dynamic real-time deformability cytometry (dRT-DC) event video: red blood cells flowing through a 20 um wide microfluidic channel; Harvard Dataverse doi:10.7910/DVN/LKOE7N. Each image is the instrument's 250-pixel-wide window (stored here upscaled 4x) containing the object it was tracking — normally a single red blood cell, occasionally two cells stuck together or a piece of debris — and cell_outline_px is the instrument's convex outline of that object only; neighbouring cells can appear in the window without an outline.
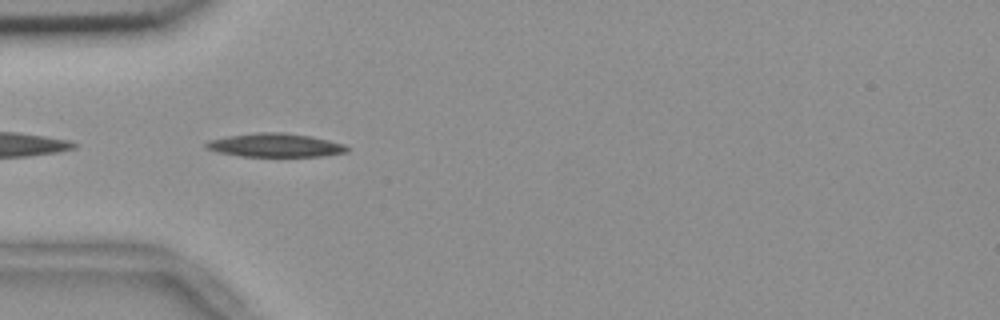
{"species": "common noctule bat (a hibernating species)", "species_latin": "Nyctalus noctula", "temperature_condition": "room temperature", "stored_images_in_passage": 41, "camera_frame_rate_fps": 3000, "um_per_image_px": 0.085, "animal": {"sex": "female", "body_mass_g": 18.4}, "frame": {"image": 1, "passage_image": 3, "time_ms": 0.667, "image_size_px": [1000, 320], "cell_outline_px": [[348, 152], [324, 156], [240, 156], [220, 152], [204, 148], [204, 144], [208, 140], [228, 136], [256, 132], [284, 132], [312, 136], [344, 144], [348, 148]], "centroid_in_image_um": [23.39, 12.33], "position_along_channel_um": 61.6, "area_um2": 19.42}}
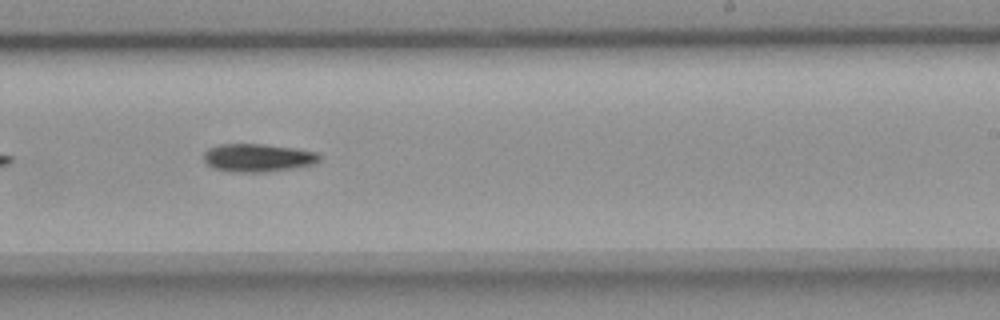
{"frame": {"image": 2, "passage_image": 20, "time_ms": 6.333, "image_size_px": [1000, 320], "cell_outline_px": [[320, 160], [312, 164], [292, 168], [264, 172], [232, 172], [212, 168], [204, 160], [204, 152], [208, 148], [220, 144], [264, 144], [296, 148], [316, 152], [320, 156]], "centroid_in_image_um": [21.89, 13.4], "position_along_channel_um": 267.1, "area_um2": 18.9}}
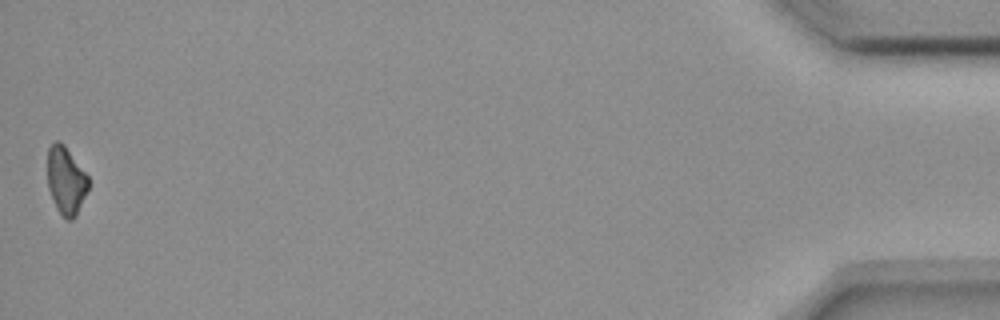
{"frame": {"image": 3, "passage_image": 41, "time_ms": 13.333, "image_size_px": [1000, 320], "cell_outline_px": [[88, 188], [76, 216], [72, 220], [68, 220], [56, 208], [48, 188], [48, 148], [56, 140], [60, 140], [64, 144], [88, 176]], "centroid_in_image_um": [5.6, 15.33], "position_along_channel_um": 429.6, "area_um2": 15.95}, "authors_computed_cell_mechanics": {"area_um2": 18.207, "velocity_mm_per_s": 3.6708, "shape_relaxation_time_tau1_ms": 6.4548, "shape_relaxation_time_tau2_ms": null, "deformation_change_tau1": 0.14, "deformation_change_tau2": null}}